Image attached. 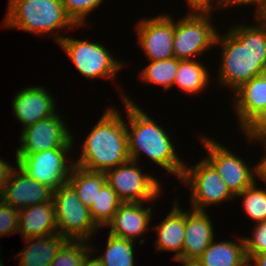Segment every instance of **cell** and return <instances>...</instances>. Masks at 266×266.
Segmentation results:
<instances>
[{
	"label": "cell",
	"mask_w": 266,
	"mask_h": 266,
	"mask_svg": "<svg viewBox=\"0 0 266 266\" xmlns=\"http://www.w3.org/2000/svg\"><path fill=\"white\" fill-rule=\"evenodd\" d=\"M254 24L238 23L218 32L215 46L221 50L218 86L233 93L243 84L263 74L266 67V23L256 16ZM256 23V24H255ZM226 86V87H225Z\"/></svg>",
	"instance_id": "6da1fadb"
},
{
	"label": "cell",
	"mask_w": 266,
	"mask_h": 266,
	"mask_svg": "<svg viewBox=\"0 0 266 266\" xmlns=\"http://www.w3.org/2000/svg\"><path fill=\"white\" fill-rule=\"evenodd\" d=\"M116 87L128 120L126 129L130 160L140 162V155H145L144 157L147 156V159L159 166V169H165L167 174L171 173L180 180L185 162L177 153L169 131L167 133L164 126L157 124L148 112L140 108L134 99L129 98L119 84Z\"/></svg>",
	"instance_id": "7a4b0ae2"
},
{
	"label": "cell",
	"mask_w": 266,
	"mask_h": 266,
	"mask_svg": "<svg viewBox=\"0 0 266 266\" xmlns=\"http://www.w3.org/2000/svg\"><path fill=\"white\" fill-rule=\"evenodd\" d=\"M118 108L107 107L81 144L75 165L106 172L130 160L126 119ZM125 119V120H124Z\"/></svg>",
	"instance_id": "3957f363"
},
{
	"label": "cell",
	"mask_w": 266,
	"mask_h": 266,
	"mask_svg": "<svg viewBox=\"0 0 266 266\" xmlns=\"http://www.w3.org/2000/svg\"><path fill=\"white\" fill-rule=\"evenodd\" d=\"M1 27L38 36L50 34L57 44L66 36L62 31L78 28L65 12L62 0H8Z\"/></svg>",
	"instance_id": "277c9868"
},
{
	"label": "cell",
	"mask_w": 266,
	"mask_h": 266,
	"mask_svg": "<svg viewBox=\"0 0 266 266\" xmlns=\"http://www.w3.org/2000/svg\"><path fill=\"white\" fill-rule=\"evenodd\" d=\"M211 15L214 16L212 12H189L176 21L174 19V57L179 60L201 59L205 51L215 47L219 30Z\"/></svg>",
	"instance_id": "5b68a950"
},
{
	"label": "cell",
	"mask_w": 266,
	"mask_h": 266,
	"mask_svg": "<svg viewBox=\"0 0 266 266\" xmlns=\"http://www.w3.org/2000/svg\"><path fill=\"white\" fill-rule=\"evenodd\" d=\"M58 45L69 57L80 75L89 80L106 78L113 82L125 65L123 60L116 59L106 45L99 42L66 35Z\"/></svg>",
	"instance_id": "8992f818"
},
{
	"label": "cell",
	"mask_w": 266,
	"mask_h": 266,
	"mask_svg": "<svg viewBox=\"0 0 266 266\" xmlns=\"http://www.w3.org/2000/svg\"><path fill=\"white\" fill-rule=\"evenodd\" d=\"M58 234L67 240L93 242L100 230L93 222L90 210L79 199L75 189L67 182L53 191Z\"/></svg>",
	"instance_id": "52a82bcc"
},
{
	"label": "cell",
	"mask_w": 266,
	"mask_h": 266,
	"mask_svg": "<svg viewBox=\"0 0 266 266\" xmlns=\"http://www.w3.org/2000/svg\"><path fill=\"white\" fill-rule=\"evenodd\" d=\"M180 183L190 188V209L206 211L207 207L235 200L223 178L216 169L202 157L194 165L185 163ZM226 201V202H225Z\"/></svg>",
	"instance_id": "ba28073f"
},
{
	"label": "cell",
	"mask_w": 266,
	"mask_h": 266,
	"mask_svg": "<svg viewBox=\"0 0 266 266\" xmlns=\"http://www.w3.org/2000/svg\"><path fill=\"white\" fill-rule=\"evenodd\" d=\"M201 135V136H200ZM199 141L205 148V159L223 178L227 188L236 196L258 180V164L251 166L238 153L232 152L225 144L200 133Z\"/></svg>",
	"instance_id": "9c48e42d"
},
{
	"label": "cell",
	"mask_w": 266,
	"mask_h": 266,
	"mask_svg": "<svg viewBox=\"0 0 266 266\" xmlns=\"http://www.w3.org/2000/svg\"><path fill=\"white\" fill-rule=\"evenodd\" d=\"M139 162L129 160L105 172L107 184L123 202H150L163 194L162 182L153 174L144 173Z\"/></svg>",
	"instance_id": "30bf717a"
},
{
	"label": "cell",
	"mask_w": 266,
	"mask_h": 266,
	"mask_svg": "<svg viewBox=\"0 0 266 266\" xmlns=\"http://www.w3.org/2000/svg\"><path fill=\"white\" fill-rule=\"evenodd\" d=\"M73 149L53 148L29 155H14V163L32 179L56 191L70 178L75 165L74 159L69 157Z\"/></svg>",
	"instance_id": "8fae6325"
},
{
	"label": "cell",
	"mask_w": 266,
	"mask_h": 266,
	"mask_svg": "<svg viewBox=\"0 0 266 266\" xmlns=\"http://www.w3.org/2000/svg\"><path fill=\"white\" fill-rule=\"evenodd\" d=\"M61 114L37 121L25 129H21L19 136L20 147L15 155H29L53 148H75L73 143L76 136L68 128Z\"/></svg>",
	"instance_id": "7c38bea8"
},
{
	"label": "cell",
	"mask_w": 266,
	"mask_h": 266,
	"mask_svg": "<svg viewBox=\"0 0 266 266\" xmlns=\"http://www.w3.org/2000/svg\"><path fill=\"white\" fill-rule=\"evenodd\" d=\"M174 17L169 14L148 17L135 23L138 46L147 61L165 60L174 57Z\"/></svg>",
	"instance_id": "4fadbf2b"
},
{
	"label": "cell",
	"mask_w": 266,
	"mask_h": 266,
	"mask_svg": "<svg viewBox=\"0 0 266 266\" xmlns=\"http://www.w3.org/2000/svg\"><path fill=\"white\" fill-rule=\"evenodd\" d=\"M15 94L11 105L12 112L23 126L21 129L60 112L57 111L54 94L43 85L26 86Z\"/></svg>",
	"instance_id": "5bb4252c"
},
{
	"label": "cell",
	"mask_w": 266,
	"mask_h": 266,
	"mask_svg": "<svg viewBox=\"0 0 266 266\" xmlns=\"http://www.w3.org/2000/svg\"><path fill=\"white\" fill-rule=\"evenodd\" d=\"M53 191L37 182L17 165L12 169L1 200L14 209L21 210L52 200Z\"/></svg>",
	"instance_id": "9a60e30c"
},
{
	"label": "cell",
	"mask_w": 266,
	"mask_h": 266,
	"mask_svg": "<svg viewBox=\"0 0 266 266\" xmlns=\"http://www.w3.org/2000/svg\"><path fill=\"white\" fill-rule=\"evenodd\" d=\"M148 202H125L115 212L112 221L106 226L108 233L136 242L138 237L150 231L153 210L145 207Z\"/></svg>",
	"instance_id": "2e32d148"
},
{
	"label": "cell",
	"mask_w": 266,
	"mask_h": 266,
	"mask_svg": "<svg viewBox=\"0 0 266 266\" xmlns=\"http://www.w3.org/2000/svg\"><path fill=\"white\" fill-rule=\"evenodd\" d=\"M232 109L242 132L266 106V77L261 74L231 92Z\"/></svg>",
	"instance_id": "e0dca14e"
},
{
	"label": "cell",
	"mask_w": 266,
	"mask_h": 266,
	"mask_svg": "<svg viewBox=\"0 0 266 266\" xmlns=\"http://www.w3.org/2000/svg\"><path fill=\"white\" fill-rule=\"evenodd\" d=\"M207 211L185 210L184 259H198L214 241L215 227Z\"/></svg>",
	"instance_id": "ac0fdd59"
},
{
	"label": "cell",
	"mask_w": 266,
	"mask_h": 266,
	"mask_svg": "<svg viewBox=\"0 0 266 266\" xmlns=\"http://www.w3.org/2000/svg\"><path fill=\"white\" fill-rule=\"evenodd\" d=\"M173 207L160 223L151 226L157 232L154 247L156 252H175L172 259L182 255L185 233V209L181 208L178 198H175Z\"/></svg>",
	"instance_id": "d6986e66"
},
{
	"label": "cell",
	"mask_w": 266,
	"mask_h": 266,
	"mask_svg": "<svg viewBox=\"0 0 266 266\" xmlns=\"http://www.w3.org/2000/svg\"><path fill=\"white\" fill-rule=\"evenodd\" d=\"M19 232L22 239L58 233L53 200L19 210Z\"/></svg>",
	"instance_id": "ffe728a7"
},
{
	"label": "cell",
	"mask_w": 266,
	"mask_h": 266,
	"mask_svg": "<svg viewBox=\"0 0 266 266\" xmlns=\"http://www.w3.org/2000/svg\"><path fill=\"white\" fill-rule=\"evenodd\" d=\"M26 246L16 254L18 266H51L55 255L67 241L58 233L23 239Z\"/></svg>",
	"instance_id": "44dd1931"
},
{
	"label": "cell",
	"mask_w": 266,
	"mask_h": 266,
	"mask_svg": "<svg viewBox=\"0 0 266 266\" xmlns=\"http://www.w3.org/2000/svg\"><path fill=\"white\" fill-rule=\"evenodd\" d=\"M208 246L197 259L202 266H248L243 237L218 240Z\"/></svg>",
	"instance_id": "7402d4cb"
},
{
	"label": "cell",
	"mask_w": 266,
	"mask_h": 266,
	"mask_svg": "<svg viewBox=\"0 0 266 266\" xmlns=\"http://www.w3.org/2000/svg\"><path fill=\"white\" fill-rule=\"evenodd\" d=\"M210 74L205 64L198 59L180 60L173 87L185 94L198 95L209 87Z\"/></svg>",
	"instance_id": "603a6c76"
},
{
	"label": "cell",
	"mask_w": 266,
	"mask_h": 266,
	"mask_svg": "<svg viewBox=\"0 0 266 266\" xmlns=\"http://www.w3.org/2000/svg\"><path fill=\"white\" fill-rule=\"evenodd\" d=\"M68 183L75 189L80 201L90 208L107 181L105 172L91 171L74 165Z\"/></svg>",
	"instance_id": "cb8c5ba5"
},
{
	"label": "cell",
	"mask_w": 266,
	"mask_h": 266,
	"mask_svg": "<svg viewBox=\"0 0 266 266\" xmlns=\"http://www.w3.org/2000/svg\"><path fill=\"white\" fill-rule=\"evenodd\" d=\"M106 248L100 253L94 243H90L91 251L103 263L104 266H135V246L137 242L120 238L108 233ZM96 253V254H95ZM101 254V255H100ZM135 264V265H134Z\"/></svg>",
	"instance_id": "d4e9b609"
},
{
	"label": "cell",
	"mask_w": 266,
	"mask_h": 266,
	"mask_svg": "<svg viewBox=\"0 0 266 266\" xmlns=\"http://www.w3.org/2000/svg\"><path fill=\"white\" fill-rule=\"evenodd\" d=\"M148 62V65L139 72V79L150 85L161 86L165 92L171 89L174 84L180 60L173 57L165 60Z\"/></svg>",
	"instance_id": "484cf974"
},
{
	"label": "cell",
	"mask_w": 266,
	"mask_h": 266,
	"mask_svg": "<svg viewBox=\"0 0 266 266\" xmlns=\"http://www.w3.org/2000/svg\"><path fill=\"white\" fill-rule=\"evenodd\" d=\"M122 203L116 192L106 183L98 192L96 200L89 208L95 225L99 229L106 228Z\"/></svg>",
	"instance_id": "4316f807"
},
{
	"label": "cell",
	"mask_w": 266,
	"mask_h": 266,
	"mask_svg": "<svg viewBox=\"0 0 266 266\" xmlns=\"http://www.w3.org/2000/svg\"><path fill=\"white\" fill-rule=\"evenodd\" d=\"M257 184L258 180L235 196L241 198L244 213L255 223L266 221V187Z\"/></svg>",
	"instance_id": "83f0119b"
},
{
	"label": "cell",
	"mask_w": 266,
	"mask_h": 266,
	"mask_svg": "<svg viewBox=\"0 0 266 266\" xmlns=\"http://www.w3.org/2000/svg\"><path fill=\"white\" fill-rule=\"evenodd\" d=\"M90 251L91 245L88 241L67 240L55 255L51 266H82Z\"/></svg>",
	"instance_id": "f1b7e54d"
},
{
	"label": "cell",
	"mask_w": 266,
	"mask_h": 266,
	"mask_svg": "<svg viewBox=\"0 0 266 266\" xmlns=\"http://www.w3.org/2000/svg\"><path fill=\"white\" fill-rule=\"evenodd\" d=\"M104 0H62L65 12L71 20L80 28L87 27V17L103 4Z\"/></svg>",
	"instance_id": "f546056e"
},
{
	"label": "cell",
	"mask_w": 266,
	"mask_h": 266,
	"mask_svg": "<svg viewBox=\"0 0 266 266\" xmlns=\"http://www.w3.org/2000/svg\"><path fill=\"white\" fill-rule=\"evenodd\" d=\"M252 236L243 237L247 260L255 254L266 252V221L254 223Z\"/></svg>",
	"instance_id": "4dcf8cb0"
},
{
	"label": "cell",
	"mask_w": 266,
	"mask_h": 266,
	"mask_svg": "<svg viewBox=\"0 0 266 266\" xmlns=\"http://www.w3.org/2000/svg\"><path fill=\"white\" fill-rule=\"evenodd\" d=\"M19 210L0 199V237L18 233Z\"/></svg>",
	"instance_id": "1f68e13d"
},
{
	"label": "cell",
	"mask_w": 266,
	"mask_h": 266,
	"mask_svg": "<svg viewBox=\"0 0 266 266\" xmlns=\"http://www.w3.org/2000/svg\"><path fill=\"white\" fill-rule=\"evenodd\" d=\"M189 12H212L215 10H227L229 0H185Z\"/></svg>",
	"instance_id": "d6a6232c"
},
{
	"label": "cell",
	"mask_w": 266,
	"mask_h": 266,
	"mask_svg": "<svg viewBox=\"0 0 266 266\" xmlns=\"http://www.w3.org/2000/svg\"><path fill=\"white\" fill-rule=\"evenodd\" d=\"M241 134L245 136L246 141L251 144L253 141L256 145V142L258 144L261 143V146L263 147V154L262 158L259 159H266V127H246Z\"/></svg>",
	"instance_id": "836d02e7"
},
{
	"label": "cell",
	"mask_w": 266,
	"mask_h": 266,
	"mask_svg": "<svg viewBox=\"0 0 266 266\" xmlns=\"http://www.w3.org/2000/svg\"><path fill=\"white\" fill-rule=\"evenodd\" d=\"M248 5L255 6V12L253 14L256 16H260L266 10V0H229V7L232 8L235 6L238 7H247Z\"/></svg>",
	"instance_id": "e575fe53"
},
{
	"label": "cell",
	"mask_w": 266,
	"mask_h": 266,
	"mask_svg": "<svg viewBox=\"0 0 266 266\" xmlns=\"http://www.w3.org/2000/svg\"><path fill=\"white\" fill-rule=\"evenodd\" d=\"M14 166L0 157V198L3 195L9 175Z\"/></svg>",
	"instance_id": "d590c367"
},
{
	"label": "cell",
	"mask_w": 266,
	"mask_h": 266,
	"mask_svg": "<svg viewBox=\"0 0 266 266\" xmlns=\"http://www.w3.org/2000/svg\"><path fill=\"white\" fill-rule=\"evenodd\" d=\"M248 266H266V252L253 255L248 260Z\"/></svg>",
	"instance_id": "8d00e7d4"
},
{
	"label": "cell",
	"mask_w": 266,
	"mask_h": 266,
	"mask_svg": "<svg viewBox=\"0 0 266 266\" xmlns=\"http://www.w3.org/2000/svg\"><path fill=\"white\" fill-rule=\"evenodd\" d=\"M247 127H266V106Z\"/></svg>",
	"instance_id": "74e56055"
},
{
	"label": "cell",
	"mask_w": 266,
	"mask_h": 266,
	"mask_svg": "<svg viewBox=\"0 0 266 266\" xmlns=\"http://www.w3.org/2000/svg\"><path fill=\"white\" fill-rule=\"evenodd\" d=\"M82 266H104V265L99 260L97 255L94 256V253L90 251L85 257Z\"/></svg>",
	"instance_id": "f35d334b"
},
{
	"label": "cell",
	"mask_w": 266,
	"mask_h": 266,
	"mask_svg": "<svg viewBox=\"0 0 266 266\" xmlns=\"http://www.w3.org/2000/svg\"><path fill=\"white\" fill-rule=\"evenodd\" d=\"M258 164V180L264 182L263 186H266V159H260Z\"/></svg>",
	"instance_id": "ab89813d"
},
{
	"label": "cell",
	"mask_w": 266,
	"mask_h": 266,
	"mask_svg": "<svg viewBox=\"0 0 266 266\" xmlns=\"http://www.w3.org/2000/svg\"><path fill=\"white\" fill-rule=\"evenodd\" d=\"M173 260L179 262V264H183L182 266H202V264L196 259H184L178 257Z\"/></svg>",
	"instance_id": "60d3db41"
},
{
	"label": "cell",
	"mask_w": 266,
	"mask_h": 266,
	"mask_svg": "<svg viewBox=\"0 0 266 266\" xmlns=\"http://www.w3.org/2000/svg\"><path fill=\"white\" fill-rule=\"evenodd\" d=\"M260 18L266 23V10L260 15Z\"/></svg>",
	"instance_id": "b9f144b4"
},
{
	"label": "cell",
	"mask_w": 266,
	"mask_h": 266,
	"mask_svg": "<svg viewBox=\"0 0 266 266\" xmlns=\"http://www.w3.org/2000/svg\"><path fill=\"white\" fill-rule=\"evenodd\" d=\"M263 75L266 77V67H265V69L263 71Z\"/></svg>",
	"instance_id": "7bdbcfd3"
}]
</instances>
